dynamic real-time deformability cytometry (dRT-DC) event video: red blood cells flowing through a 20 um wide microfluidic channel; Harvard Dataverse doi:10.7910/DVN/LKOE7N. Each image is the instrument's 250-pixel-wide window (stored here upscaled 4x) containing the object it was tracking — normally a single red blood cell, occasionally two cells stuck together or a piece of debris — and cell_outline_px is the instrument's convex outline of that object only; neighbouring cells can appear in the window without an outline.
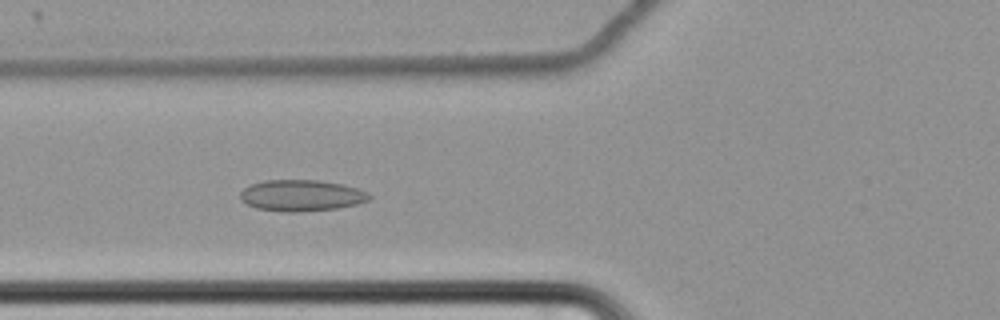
{"species": "common noctule bat (a hibernating species)", "species_latin": "Nyctalus noctula", "temperature_condition": "cold", "stored_images_in_passage": 50, "camera_frame_rate_fps": 3000, "um_per_image_px": 0.085, "animal": {"sex": "female", "body_mass_g": 22.7, "forearm_length_mm": 54.2}, "frame": {"image": 1, "passage_image": 13, "time_ms": 4.0, "image_size_px": [1000, 320], "cell_outline_px": [[372, 196], [368, 200], [356, 204], [336, 208], [296, 212], [284, 212], [256, 208], [240, 200], [240, 192], [244, 188], [252, 184], [264, 180], [320, 180], [344, 184], [368, 192]], "centroid_in_image_um": [25.61, 16.61], "position_along_channel_um": 100.2, "area_um2": 23.52}}
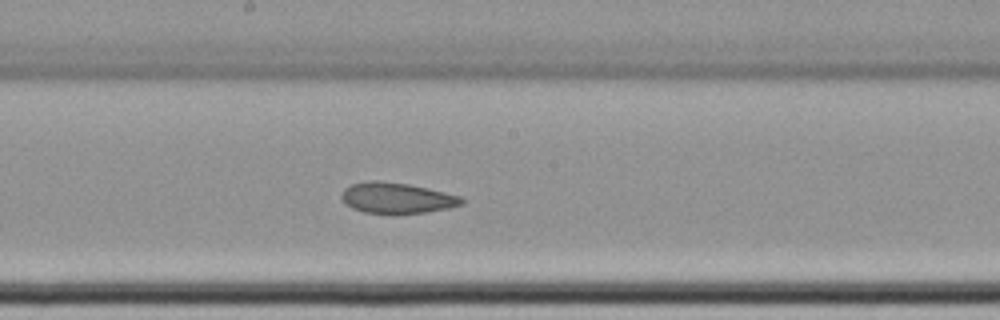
{"frame": {"image": 2, "passage_image": 23, "time_ms": 7.333, "image_size_px": [1000, 320], "cell_outline_px": [[464, 204], [448, 208], [424, 212], [364, 212], [352, 208], [344, 204], [340, 196], [344, 188], [352, 184], [368, 180], [380, 180], [408, 184], [428, 188], [460, 196], [464, 200]], "centroid_in_image_um": [33.69, 16.8], "position_along_channel_um": 214.5, "area_um2": 21.27}}
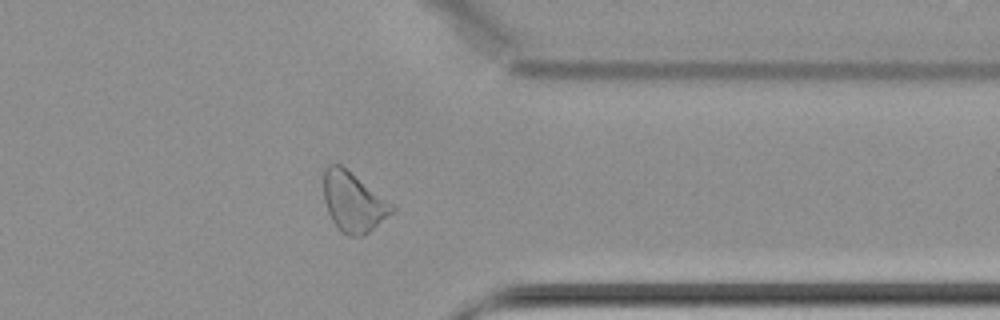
{"frame": {"image": 3, "passage_image": 38, "time_ms": 12.333, "image_size_px": [1000, 320], "cell_outline_px": [[396, 208], [392, 212], [364, 236], [348, 236], [340, 232], [332, 220], [328, 212], [324, 200], [324, 168], [328, 164], [340, 164], [396, 204]], "centroid_in_image_um": [30.05, 17.16], "position_along_channel_um": 381.4, "area_um2": 23.99}, "authors_computed_cell_mechanics": {"area_um2": 23.3512, "velocity_mm_per_s": 3.429, "shape_relaxation_time_tau1_ms": null, "shape_relaxation_time_tau2_ms": 3.8123, "deformation_change_tau1": null, "deformation_change_tau2": 0.1001}}